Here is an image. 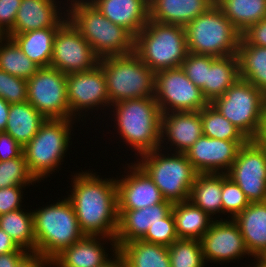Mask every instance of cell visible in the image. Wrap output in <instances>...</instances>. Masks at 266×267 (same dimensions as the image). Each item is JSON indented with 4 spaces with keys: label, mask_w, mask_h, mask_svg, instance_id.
<instances>
[{
    "label": "cell",
    "mask_w": 266,
    "mask_h": 267,
    "mask_svg": "<svg viewBox=\"0 0 266 267\" xmlns=\"http://www.w3.org/2000/svg\"><path fill=\"white\" fill-rule=\"evenodd\" d=\"M72 174L66 197L81 231L88 236L115 238L119 221L116 178H103L90 169Z\"/></svg>",
    "instance_id": "obj_1"
},
{
    "label": "cell",
    "mask_w": 266,
    "mask_h": 267,
    "mask_svg": "<svg viewBox=\"0 0 266 267\" xmlns=\"http://www.w3.org/2000/svg\"><path fill=\"white\" fill-rule=\"evenodd\" d=\"M108 115L119 138L135 158L160 147L161 110L155 97L124 100L111 105ZM133 150V151H132Z\"/></svg>",
    "instance_id": "obj_2"
},
{
    "label": "cell",
    "mask_w": 266,
    "mask_h": 267,
    "mask_svg": "<svg viewBox=\"0 0 266 267\" xmlns=\"http://www.w3.org/2000/svg\"><path fill=\"white\" fill-rule=\"evenodd\" d=\"M66 1L67 19L99 58L134 52L135 37L128 30L112 23L88 0Z\"/></svg>",
    "instance_id": "obj_3"
},
{
    "label": "cell",
    "mask_w": 266,
    "mask_h": 267,
    "mask_svg": "<svg viewBox=\"0 0 266 267\" xmlns=\"http://www.w3.org/2000/svg\"><path fill=\"white\" fill-rule=\"evenodd\" d=\"M61 198L32 209L36 253L50 260L85 236L72 204L66 196Z\"/></svg>",
    "instance_id": "obj_4"
},
{
    "label": "cell",
    "mask_w": 266,
    "mask_h": 267,
    "mask_svg": "<svg viewBox=\"0 0 266 267\" xmlns=\"http://www.w3.org/2000/svg\"><path fill=\"white\" fill-rule=\"evenodd\" d=\"M75 122L78 123L75 119H46L38 133L23 147L28 169L39 183L47 180L55 170L59 173L72 144Z\"/></svg>",
    "instance_id": "obj_5"
},
{
    "label": "cell",
    "mask_w": 266,
    "mask_h": 267,
    "mask_svg": "<svg viewBox=\"0 0 266 267\" xmlns=\"http://www.w3.org/2000/svg\"><path fill=\"white\" fill-rule=\"evenodd\" d=\"M134 52L155 73L181 67L188 54L185 27L148 20L135 36Z\"/></svg>",
    "instance_id": "obj_6"
},
{
    "label": "cell",
    "mask_w": 266,
    "mask_h": 267,
    "mask_svg": "<svg viewBox=\"0 0 266 267\" xmlns=\"http://www.w3.org/2000/svg\"><path fill=\"white\" fill-rule=\"evenodd\" d=\"M110 104L155 96V72L135 53L99 59Z\"/></svg>",
    "instance_id": "obj_7"
},
{
    "label": "cell",
    "mask_w": 266,
    "mask_h": 267,
    "mask_svg": "<svg viewBox=\"0 0 266 267\" xmlns=\"http://www.w3.org/2000/svg\"><path fill=\"white\" fill-rule=\"evenodd\" d=\"M135 162L149 175L166 201L180 203L189 200L197 171L185 153L155 149L142 154Z\"/></svg>",
    "instance_id": "obj_8"
},
{
    "label": "cell",
    "mask_w": 266,
    "mask_h": 267,
    "mask_svg": "<svg viewBox=\"0 0 266 267\" xmlns=\"http://www.w3.org/2000/svg\"><path fill=\"white\" fill-rule=\"evenodd\" d=\"M188 52L213 57L237 54L241 33L215 3L186 27Z\"/></svg>",
    "instance_id": "obj_9"
},
{
    "label": "cell",
    "mask_w": 266,
    "mask_h": 267,
    "mask_svg": "<svg viewBox=\"0 0 266 267\" xmlns=\"http://www.w3.org/2000/svg\"><path fill=\"white\" fill-rule=\"evenodd\" d=\"M211 104L249 140H257L266 115V95L250 82L238 79Z\"/></svg>",
    "instance_id": "obj_10"
},
{
    "label": "cell",
    "mask_w": 266,
    "mask_h": 267,
    "mask_svg": "<svg viewBox=\"0 0 266 267\" xmlns=\"http://www.w3.org/2000/svg\"><path fill=\"white\" fill-rule=\"evenodd\" d=\"M66 81L70 119L87 122L88 115L90 116V113L95 110H103L104 117L110 114L106 113V109L109 108L108 111H110L111 104L105 77L99 65L89 71L67 74Z\"/></svg>",
    "instance_id": "obj_11"
},
{
    "label": "cell",
    "mask_w": 266,
    "mask_h": 267,
    "mask_svg": "<svg viewBox=\"0 0 266 267\" xmlns=\"http://www.w3.org/2000/svg\"><path fill=\"white\" fill-rule=\"evenodd\" d=\"M66 74L56 68L40 67L27 80V102L46 119H70Z\"/></svg>",
    "instance_id": "obj_12"
},
{
    "label": "cell",
    "mask_w": 266,
    "mask_h": 267,
    "mask_svg": "<svg viewBox=\"0 0 266 267\" xmlns=\"http://www.w3.org/2000/svg\"><path fill=\"white\" fill-rule=\"evenodd\" d=\"M155 99L161 113L200 111L207 104L202 91L181 67L155 73Z\"/></svg>",
    "instance_id": "obj_13"
},
{
    "label": "cell",
    "mask_w": 266,
    "mask_h": 267,
    "mask_svg": "<svg viewBox=\"0 0 266 267\" xmlns=\"http://www.w3.org/2000/svg\"><path fill=\"white\" fill-rule=\"evenodd\" d=\"M245 193L249 202L266 201V149L258 140L241 145L226 173Z\"/></svg>",
    "instance_id": "obj_14"
},
{
    "label": "cell",
    "mask_w": 266,
    "mask_h": 267,
    "mask_svg": "<svg viewBox=\"0 0 266 267\" xmlns=\"http://www.w3.org/2000/svg\"><path fill=\"white\" fill-rule=\"evenodd\" d=\"M99 59L68 19L58 28L53 40L50 67L67 75L92 70Z\"/></svg>",
    "instance_id": "obj_15"
},
{
    "label": "cell",
    "mask_w": 266,
    "mask_h": 267,
    "mask_svg": "<svg viewBox=\"0 0 266 267\" xmlns=\"http://www.w3.org/2000/svg\"><path fill=\"white\" fill-rule=\"evenodd\" d=\"M205 263H235L253 257L245 244L237 223L233 219L214 220L200 240ZM240 259V260H239ZM234 260V261H233Z\"/></svg>",
    "instance_id": "obj_16"
},
{
    "label": "cell",
    "mask_w": 266,
    "mask_h": 267,
    "mask_svg": "<svg viewBox=\"0 0 266 267\" xmlns=\"http://www.w3.org/2000/svg\"><path fill=\"white\" fill-rule=\"evenodd\" d=\"M123 169L126 174L121 178L116 175L118 210H137L165 201L153 180L135 160L126 163Z\"/></svg>",
    "instance_id": "obj_17"
},
{
    "label": "cell",
    "mask_w": 266,
    "mask_h": 267,
    "mask_svg": "<svg viewBox=\"0 0 266 267\" xmlns=\"http://www.w3.org/2000/svg\"><path fill=\"white\" fill-rule=\"evenodd\" d=\"M247 141H227L202 135L186 152L197 173H227L241 145Z\"/></svg>",
    "instance_id": "obj_18"
},
{
    "label": "cell",
    "mask_w": 266,
    "mask_h": 267,
    "mask_svg": "<svg viewBox=\"0 0 266 267\" xmlns=\"http://www.w3.org/2000/svg\"><path fill=\"white\" fill-rule=\"evenodd\" d=\"M202 135L200 111L170 112L161 115L159 148L162 150L185 153Z\"/></svg>",
    "instance_id": "obj_19"
},
{
    "label": "cell",
    "mask_w": 266,
    "mask_h": 267,
    "mask_svg": "<svg viewBox=\"0 0 266 267\" xmlns=\"http://www.w3.org/2000/svg\"><path fill=\"white\" fill-rule=\"evenodd\" d=\"M67 5L61 0H21L13 29L7 35L60 27L67 20Z\"/></svg>",
    "instance_id": "obj_20"
},
{
    "label": "cell",
    "mask_w": 266,
    "mask_h": 267,
    "mask_svg": "<svg viewBox=\"0 0 266 267\" xmlns=\"http://www.w3.org/2000/svg\"><path fill=\"white\" fill-rule=\"evenodd\" d=\"M108 242L110 249L105 246ZM117 249L115 238L85 235L57 255L52 260V267H99Z\"/></svg>",
    "instance_id": "obj_21"
},
{
    "label": "cell",
    "mask_w": 266,
    "mask_h": 267,
    "mask_svg": "<svg viewBox=\"0 0 266 267\" xmlns=\"http://www.w3.org/2000/svg\"><path fill=\"white\" fill-rule=\"evenodd\" d=\"M172 203L164 201L137 210H118V230L115 237L117 248L132 240L141 239L150 226L158 222L171 211Z\"/></svg>",
    "instance_id": "obj_22"
},
{
    "label": "cell",
    "mask_w": 266,
    "mask_h": 267,
    "mask_svg": "<svg viewBox=\"0 0 266 267\" xmlns=\"http://www.w3.org/2000/svg\"><path fill=\"white\" fill-rule=\"evenodd\" d=\"M112 23L128 30L134 37L149 20V0H88Z\"/></svg>",
    "instance_id": "obj_23"
},
{
    "label": "cell",
    "mask_w": 266,
    "mask_h": 267,
    "mask_svg": "<svg viewBox=\"0 0 266 267\" xmlns=\"http://www.w3.org/2000/svg\"><path fill=\"white\" fill-rule=\"evenodd\" d=\"M216 0H149V20L186 27Z\"/></svg>",
    "instance_id": "obj_24"
},
{
    "label": "cell",
    "mask_w": 266,
    "mask_h": 267,
    "mask_svg": "<svg viewBox=\"0 0 266 267\" xmlns=\"http://www.w3.org/2000/svg\"><path fill=\"white\" fill-rule=\"evenodd\" d=\"M253 258L266 256V201L251 202L233 219Z\"/></svg>",
    "instance_id": "obj_25"
},
{
    "label": "cell",
    "mask_w": 266,
    "mask_h": 267,
    "mask_svg": "<svg viewBox=\"0 0 266 267\" xmlns=\"http://www.w3.org/2000/svg\"><path fill=\"white\" fill-rule=\"evenodd\" d=\"M221 192L222 173H198L191 188L189 201L215 220L217 218L219 220L220 217L225 219L222 212Z\"/></svg>",
    "instance_id": "obj_26"
},
{
    "label": "cell",
    "mask_w": 266,
    "mask_h": 267,
    "mask_svg": "<svg viewBox=\"0 0 266 267\" xmlns=\"http://www.w3.org/2000/svg\"><path fill=\"white\" fill-rule=\"evenodd\" d=\"M239 61L237 54L215 57L207 66L205 99L211 103L222 96L238 79Z\"/></svg>",
    "instance_id": "obj_27"
},
{
    "label": "cell",
    "mask_w": 266,
    "mask_h": 267,
    "mask_svg": "<svg viewBox=\"0 0 266 267\" xmlns=\"http://www.w3.org/2000/svg\"><path fill=\"white\" fill-rule=\"evenodd\" d=\"M45 120L29 102L12 103L5 132L24 147L38 133Z\"/></svg>",
    "instance_id": "obj_28"
},
{
    "label": "cell",
    "mask_w": 266,
    "mask_h": 267,
    "mask_svg": "<svg viewBox=\"0 0 266 267\" xmlns=\"http://www.w3.org/2000/svg\"><path fill=\"white\" fill-rule=\"evenodd\" d=\"M171 211L179 239L201 240L215 220L189 200L174 203Z\"/></svg>",
    "instance_id": "obj_29"
},
{
    "label": "cell",
    "mask_w": 266,
    "mask_h": 267,
    "mask_svg": "<svg viewBox=\"0 0 266 267\" xmlns=\"http://www.w3.org/2000/svg\"><path fill=\"white\" fill-rule=\"evenodd\" d=\"M59 27H49L6 35L11 38L22 52L39 67H49L52 57L53 40Z\"/></svg>",
    "instance_id": "obj_30"
},
{
    "label": "cell",
    "mask_w": 266,
    "mask_h": 267,
    "mask_svg": "<svg viewBox=\"0 0 266 267\" xmlns=\"http://www.w3.org/2000/svg\"><path fill=\"white\" fill-rule=\"evenodd\" d=\"M118 250L125 267H171L168 246L137 239L124 243Z\"/></svg>",
    "instance_id": "obj_31"
},
{
    "label": "cell",
    "mask_w": 266,
    "mask_h": 267,
    "mask_svg": "<svg viewBox=\"0 0 266 267\" xmlns=\"http://www.w3.org/2000/svg\"><path fill=\"white\" fill-rule=\"evenodd\" d=\"M237 56L240 79L250 82L266 95V47L249 45L241 37Z\"/></svg>",
    "instance_id": "obj_32"
},
{
    "label": "cell",
    "mask_w": 266,
    "mask_h": 267,
    "mask_svg": "<svg viewBox=\"0 0 266 267\" xmlns=\"http://www.w3.org/2000/svg\"><path fill=\"white\" fill-rule=\"evenodd\" d=\"M216 4L240 33L266 18V0H216Z\"/></svg>",
    "instance_id": "obj_33"
},
{
    "label": "cell",
    "mask_w": 266,
    "mask_h": 267,
    "mask_svg": "<svg viewBox=\"0 0 266 267\" xmlns=\"http://www.w3.org/2000/svg\"><path fill=\"white\" fill-rule=\"evenodd\" d=\"M25 207L0 215V228L4 230L20 248L36 253L33 213Z\"/></svg>",
    "instance_id": "obj_34"
},
{
    "label": "cell",
    "mask_w": 266,
    "mask_h": 267,
    "mask_svg": "<svg viewBox=\"0 0 266 267\" xmlns=\"http://www.w3.org/2000/svg\"><path fill=\"white\" fill-rule=\"evenodd\" d=\"M5 42V43H4ZM40 67L31 61L9 37H0V69L29 80Z\"/></svg>",
    "instance_id": "obj_35"
},
{
    "label": "cell",
    "mask_w": 266,
    "mask_h": 267,
    "mask_svg": "<svg viewBox=\"0 0 266 267\" xmlns=\"http://www.w3.org/2000/svg\"><path fill=\"white\" fill-rule=\"evenodd\" d=\"M203 135L227 141H248L249 139L211 103L200 110Z\"/></svg>",
    "instance_id": "obj_36"
},
{
    "label": "cell",
    "mask_w": 266,
    "mask_h": 267,
    "mask_svg": "<svg viewBox=\"0 0 266 267\" xmlns=\"http://www.w3.org/2000/svg\"><path fill=\"white\" fill-rule=\"evenodd\" d=\"M171 267H205L200 240L177 239L168 246Z\"/></svg>",
    "instance_id": "obj_37"
},
{
    "label": "cell",
    "mask_w": 266,
    "mask_h": 267,
    "mask_svg": "<svg viewBox=\"0 0 266 267\" xmlns=\"http://www.w3.org/2000/svg\"><path fill=\"white\" fill-rule=\"evenodd\" d=\"M39 183L28 169L24 154L7 161H0V188L34 186Z\"/></svg>",
    "instance_id": "obj_38"
},
{
    "label": "cell",
    "mask_w": 266,
    "mask_h": 267,
    "mask_svg": "<svg viewBox=\"0 0 266 267\" xmlns=\"http://www.w3.org/2000/svg\"><path fill=\"white\" fill-rule=\"evenodd\" d=\"M222 212L227 217L225 219H234L249 204L245 193L226 173H222Z\"/></svg>",
    "instance_id": "obj_39"
},
{
    "label": "cell",
    "mask_w": 266,
    "mask_h": 267,
    "mask_svg": "<svg viewBox=\"0 0 266 267\" xmlns=\"http://www.w3.org/2000/svg\"><path fill=\"white\" fill-rule=\"evenodd\" d=\"M214 58L215 57L209 55H199L188 52L181 65L186 76L201 89L204 98L207 66L211 64Z\"/></svg>",
    "instance_id": "obj_40"
},
{
    "label": "cell",
    "mask_w": 266,
    "mask_h": 267,
    "mask_svg": "<svg viewBox=\"0 0 266 267\" xmlns=\"http://www.w3.org/2000/svg\"><path fill=\"white\" fill-rule=\"evenodd\" d=\"M177 239L179 237L176 232L175 219L172 211L162 219V222L150 226L146 234L141 238L145 242L164 246H170Z\"/></svg>",
    "instance_id": "obj_41"
},
{
    "label": "cell",
    "mask_w": 266,
    "mask_h": 267,
    "mask_svg": "<svg viewBox=\"0 0 266 267\" xmlns=\"http://www.w3.org/2000/svg\"><path fill=\"white\" fill-rule=\"evenodd\" d=\"M0 97L9 104L26 102L27 80L0 69Z\"/></svg>",
    "instance_id": "obj_42"
},
{
    "label": "cell",
    "mask_w": 266,
    "mask_h": 267,
    "mask_svg": "<svg viewBox=\"0 0 266 267\" xmlns=\"http://www.w3.org/2000/svg\"><path fill=\"white\" fill-rule=\"evenodd\" d=\"M28 189V186H13L0 188V215L8 212H12L22 207H25L24 200L25 195L24 191ZM24 205V206H23Z\"/></svg>",
    "instance_id": "obj_43"
},
{
    "label": "cell",
    "mask_w": 266,
    "mask_h": 267,
    "mask_svg": "<svg viewBox=\"0 0 266 267\" xmlns=\"http://www.w3.org/2000/svg\"><path fill=\"white\" fill-rule=\"evenodd\" d=\"M21 0H0V34L6 36L14 26Z\"/></svg>",
    "instance_id": "obj_44"
},
{
    "label": "cell",
    "mask_w": 266,
    "mask_h": 267,
    "mask_svg": "<svg viewBox=\"0 0 266 267\" xmlns=\"http://www.w3.org/2000/svg\"><path fill=\"white\" fill-rule=\"evenodd\" d=\"M241 37L249 44L254 46L266 47V18L250 25Z\"/></svg>",
    "instance_id": "obj_45"
},
{
    "label": "cell",
    "mask_w": 266,
    "mask_h": 267,
    "mask_svg": "<svg viewBox=\"0 0 266 267\" xmlns=\"http://www.w3.org/2000/svg\"><path fill=\"white\" fill-rule=\"evenodd\" d=\"M23 147L8 133L0 132V161L20 157Z\"/></svg>",
    "instance_id": "obj_46"
},
{
    "label": "cell",
    "mask_w": 266,
    "mask_h": 267,
    "mask_svg": "<svg viewBox=\"0 0 266 267\" xmlns=\"http://www.w3.org/2000/svg\"><path fill=\"white\" fill-rule=\"evenodd\" d=\"M18 267H52V260L42 255L30 252L18 265Z\"/></svg>",
    "instance_id": "obj_47"
},
{
    "label": "cell",
    "mask_w": 266,
    "mask_h": 267,
    "mask_svg": "<svg viewBox=\"0 0 266 267\" xmlns=\"http://www.w3.org/2000/svg\"><path fill=\"white\" fill-rule=\"evenodd\" d=\"M11 252H28L20 248L17 243L0 228V255Z\"/></svg>",
    "instance_id": "obj_48"
},
{
    "label": "cell",
    "mask_w": 266,
    "mask_h": 267,
    "mask_svg": "<svg viewBox=\"0 0 266 267\" xmlns=\"http://www.w3.org/2000/svg\"><path fill=\"white\" fill-rule=\"evenodd\" d=\"M30 252H11L0 255V267H18Z\"/></svg>",
    "instance_id": "obj_49"
},
{
    "label": "cell",
    "mask_w": 266,
    "mask_h": 267,
    "mask_svg": "<svg viewBox=\"0 0 266 267\" xmlns=\"http://www.w3.org/2000/svg\"><path fill=\"white\" fill-rule=\"evenodd\" d=\"M99 267H125L122 253L117 249L116 252Z\"/></svg>",
    "instance_id": "obj_50"
},
{
    "label": "cell",
    "mask_w": 266,
    "mask_h": 267,
    "mask_svg": "<svg viewBox=\"0 0 266 267\" xmlns=\"http://www.w3.org/2000/svg\"><path fill=\"white\" fill-rule=\"evenodd\" d=\"M10 104L0 97V132H5Z\"/></svg>",
    "instance_id": "obj_51"
},
{
    "label": "cell",
    "mask_w": 266,
    "mask_h": 267,
    "mask_svg": "<svg viewBox=\"0 0 266 267\" xmlns=\"http://www.w3.org/2000/svg\"><path fill=\"white\" fill-rule=\"evenodd\" d=\"M254 262H252L249 267H266V259L265 258H254ZM252 265V266H251Z\"/></svg>",
    "instance_id": "obj_52"
}]
</instances>
